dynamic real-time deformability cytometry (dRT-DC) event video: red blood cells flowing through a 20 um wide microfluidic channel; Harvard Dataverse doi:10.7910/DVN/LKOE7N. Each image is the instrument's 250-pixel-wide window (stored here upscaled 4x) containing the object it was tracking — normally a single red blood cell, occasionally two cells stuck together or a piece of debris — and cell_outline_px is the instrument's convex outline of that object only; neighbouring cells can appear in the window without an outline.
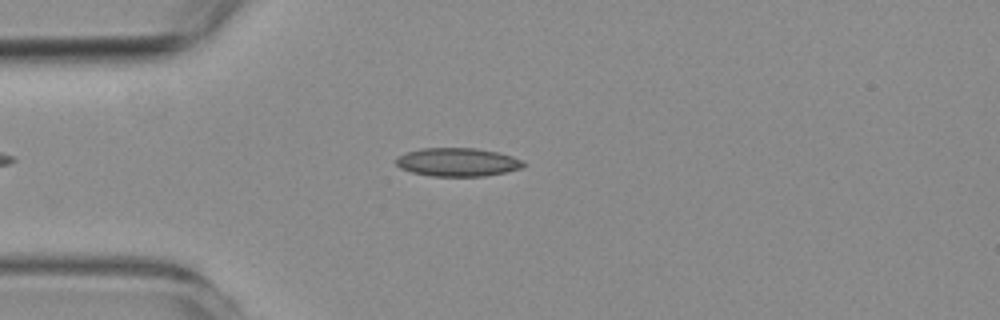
{"species": "common noctule bat (a hibernating species)", "species_latin": "Nyctalus noctula", "temperature_condition": "room temperature", "stored_images_in_passage": 49, "camera_frame_rate_fps": 3000, "um_per_image_px": 0.085, "animal": {"sex": "female", "body_mass_g": 19.3, "forearm_length_mm": 54.1}, "frame": {"image": 1, "passage_image": 7, "time_ms": 2.0, "image_size_px": [1000, 320], "cell_outline_px": [[528, 164], [524, 168], [484, 176], [432, 176], [412, 172], [400, 168], [396, 164], [396, 156], [420, 148], [476, 148], [496, 152], [512, 156], [524, 160]], "centroid_in_image_um": [38.92, 13.78], "position_along_channel_um": 46.1, "area_um2": 21.21}}
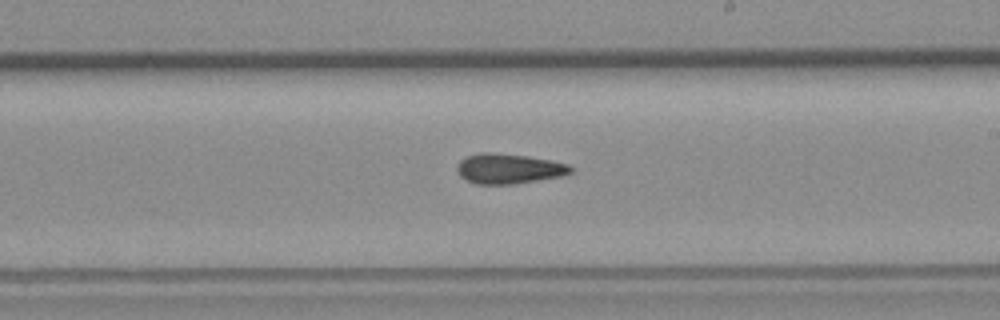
{"frame": {"image": 2, "passage_image": 25, "time_ms": 8.0, "image_size_px": [1000, 320], "cell_outline_px": [[572, 172], [564, 176], [516, 184], [476, 184], [460, 176], [456, 168], [460, 160], [468, 156], [480, 152], [488, 152], [528, 156], [552, 160], [568, 164], [572, 168]], "centroid_in_image_um": [43.28, 14.34], "position_along_channel_um": 245.7, "area_um2": 20.0}}
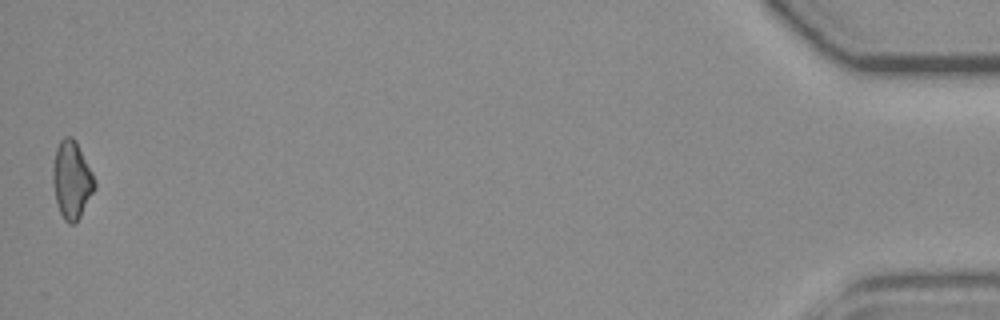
{"frame": {"image": 3, "passage_image": 49, "time_ms": 16.0, "image_size_px": [1000, 320], "cell_outline_px": [[96, 188], [76, 224], [68, 224], [64, 220], [60, 212], [56, 200], [52, 184], [52, 164], [56, 148], [60, 140], [64, 136], [72, 136], [76, 140], [96, 180]], "centroid_in_image_um": [6.09, 15.28], "position_along_channel_um": 429.1, "area_um2": 19.25}, "authors_computed_cell_mechanics": {"area_um2": 19.5364, "velocity_mm_per_s": 3.5695, "shape_relaxation_time_tau1_ms": null, "shape_relaxation_time_tau2_ms": 4.7313, "deformation_change_tau1": null, "deformation_change_tau2": 0.1339}}